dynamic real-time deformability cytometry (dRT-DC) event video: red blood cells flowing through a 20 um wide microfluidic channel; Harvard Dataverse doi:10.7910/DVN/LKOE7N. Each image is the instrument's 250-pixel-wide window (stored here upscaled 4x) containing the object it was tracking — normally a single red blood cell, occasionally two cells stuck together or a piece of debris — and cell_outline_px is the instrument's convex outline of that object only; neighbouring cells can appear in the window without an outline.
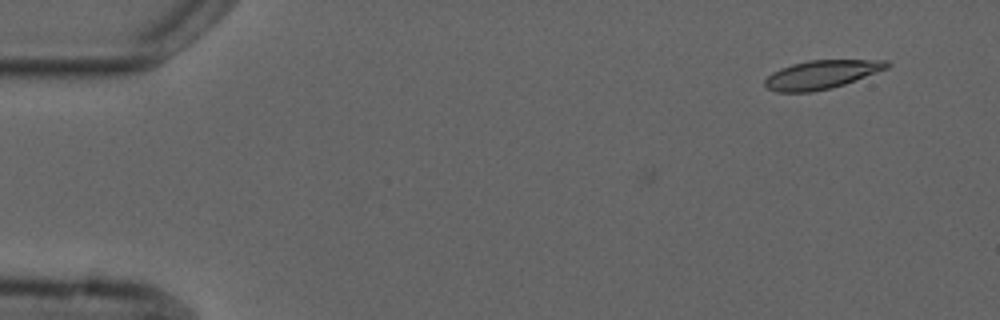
{"species": "common noctule bat (a hibernating species)", "species_latin": "Nyctalus noctula", "temperature_condition": "cold", "stored_images_in_passage": 2, "camera_frame_rate_fps": 3000, "um_per_image_px": 0.085, "animal": {"sex": "male", "forearm_length_mm": 52.5}, "frame": {"image": 1, "passage_image": 2, "time_ms": 2.0, "image_size_px": [1000, 320], "cell_outline_px": [[892, 64], [888, 68], [844, 84], [812, 92], [776, 92], [768, 88], [764, 84], [764, 80], [772, 72], [780, 68], [792, 64], [808, 60], [888, 60]], "centroid_in_image_um": [69.82, 6.33], "position_along_channel_um": 15.2, "area_um2": 20.23}}